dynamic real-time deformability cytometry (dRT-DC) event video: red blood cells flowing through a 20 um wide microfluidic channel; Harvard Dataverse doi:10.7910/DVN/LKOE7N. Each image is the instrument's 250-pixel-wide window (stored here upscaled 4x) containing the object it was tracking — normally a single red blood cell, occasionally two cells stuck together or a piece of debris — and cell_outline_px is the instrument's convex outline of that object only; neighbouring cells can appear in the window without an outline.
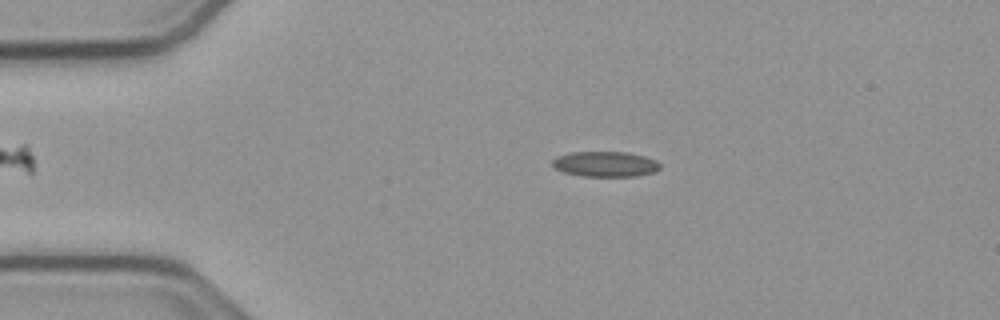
{"species": "common noctule bat (a hibernating species)", "species_latin": "Nyctalus noctula", "temperature_condition": "cold", "stored_images_in_passage": 47, "camera_frame_rate_fps": 3000, "um_per_image_px": 0.085, "animal": {"sex": "male", "body_mass_g": 23.1, "forearm_length_mm": 52.7}, "frame": {"image": 1, "passage_image": 11, "time_ms": 3.333, "image_size_px": [1000, 320], "cell_outline_px": [[660, 168], [656, 172], [636, 176], [584, 176], [564, 172], [556, 168], [552, 164], [552, 160], [556, 156], [572, 152], [628, 152], [644, 156], [656, 160], [660, 164]], "centroid_in_image_um": [51.47, 13.94], "position_along_channel_um": 33.5, "area_um2": 15.9}}
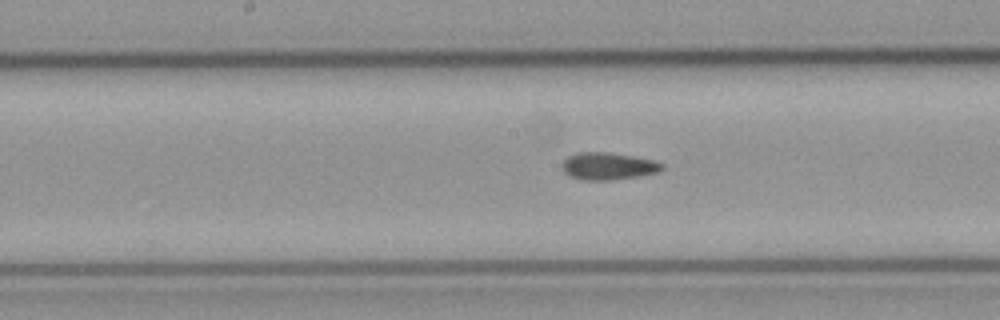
{"frame": {"image": 2, "passage_image": 27, "time_ms": 8.667, "image_size_px": [1000, 320], "cell_outline_px": [[664, 168], [660, 172], [612, 180], [580, 180], [568, 176], [564, 172], [564, 160], [568, 156], [576, 152], [604, 152], [632, 156], [652, 160], [664, 164]], "centroid_in_image_um": [51.68, 14.13], "position_along_channel_um": 196.5, "area_um2": 15.78}}
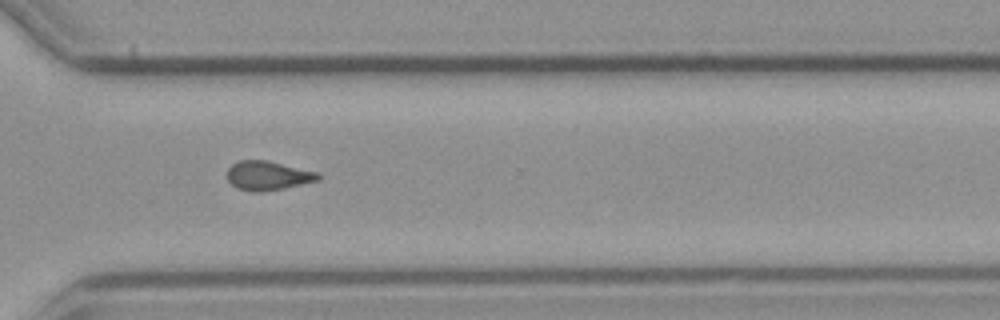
{"frame": {"image": 3, "passage_image": 39, "time_ms": 12.667, "image_size_px": [1000, 320], "cell_outline_px": [[320, 180], [284, 188], [260, 192], [252, 192], [236, 188], [228, 180], [228, 168], [232, 164], [240, 160], [264, 160], [320, 172]], "centroid_in_image_um": [22.78, 14.93], "position_along_channel_um": 347.8, "area_um2": 15.43}, "authors_computed_cell_mechanics": {"area_um2": 15.317, "velocity_mm_per_s": 3.7973, "shape_relaxation_time_tau1_ms": null, "shape_relaxation_time_tau2_ms": 5.3335, "deformation_change_tau1": null, "deformation_change_tau2": 0.1277}}